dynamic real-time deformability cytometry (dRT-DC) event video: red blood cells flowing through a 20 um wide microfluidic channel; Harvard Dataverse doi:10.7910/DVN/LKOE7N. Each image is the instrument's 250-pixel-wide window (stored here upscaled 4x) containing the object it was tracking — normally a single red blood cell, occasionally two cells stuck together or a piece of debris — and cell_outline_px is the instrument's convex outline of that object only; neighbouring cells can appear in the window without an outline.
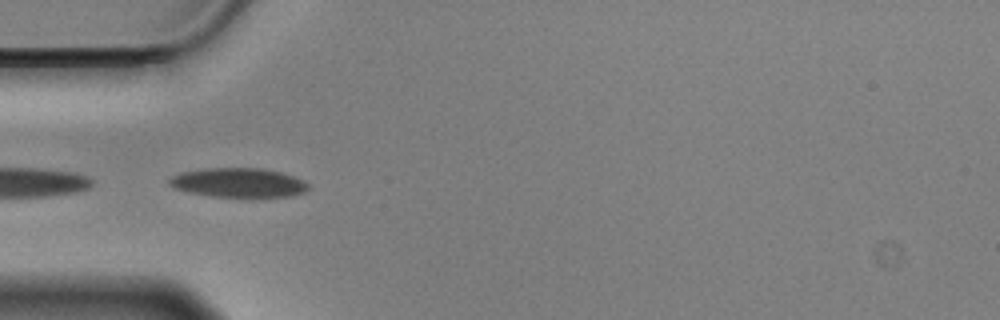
{"species": "Egyptian fruit bat (a non-hibernating species)", "species_latin": "Rousettus aegyptiacus", "temperature_condition": "cold", "stored_images_in_passage": 9, "camera_frame_rate_fps": 3000, "um_per_image_px": 0.085, "animal": {"sex": "male"}, "frame": {"image": 1, "passage_image": 6, "time_ms": 1.667, "image_size_px": [1000, 320], "cell_outline_px": [[312, 188], [304, 192], [292, 196], [212, 196], [188, 192], [172, 188], [168, 184], [168, 180], [172, 176], [180, 172], [208, 168], [260, 168], [280, 172], [304, 180]], "centroid_in_image_um": [20.25, 15.52], "position_along_channel_um": 64.7, "area_um2": 23.64}}